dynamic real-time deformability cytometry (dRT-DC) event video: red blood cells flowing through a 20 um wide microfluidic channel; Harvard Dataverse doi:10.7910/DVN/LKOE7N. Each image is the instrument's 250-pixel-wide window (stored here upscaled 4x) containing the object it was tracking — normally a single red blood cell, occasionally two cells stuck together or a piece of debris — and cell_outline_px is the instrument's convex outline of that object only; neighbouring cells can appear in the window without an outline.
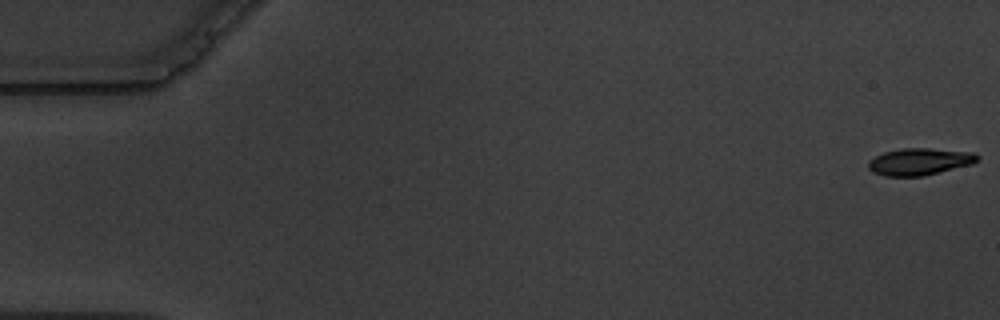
{"species": "common noctule bat (a hibernating species)", "species_latin": "Nyctalus noctula", "temperature_condition": "warm", "stored_images_in_passage": 5, "camera_frame_rate_fps": 3000, "um_per_image_px": 0.085, "animal": {"sex": "male", "body_mass_g": 19.5, "forearm_length_mm": 54.6}, "frame": {"image": 1, "passage_image": 1, "time_ms": 0.0, "image_size_px": [1000, 320], "cell_outline_px": [[980, 156], [972, 164], [924, 176], [884, 176], [872, 172], [868, 168], [868, 160], [884, 152], [900, 148], [928, 148], [976, 152]], "centroid_in_image_um": [78.16, 13.73], "position_along_channel_um": 6.8, "area_um2": 17.28}}
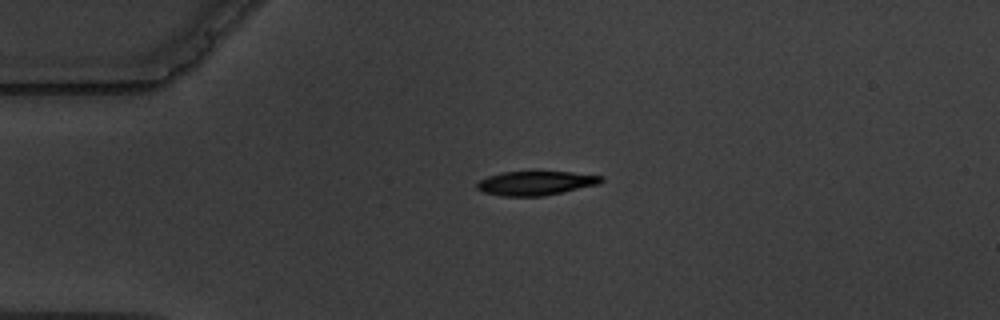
{"frame": {"image": 2, "passage_image": 5, "time_ms": 4.333, "image_size_px": [1000, 320], "cell_outline_px": [[604, 180], [600, 184], [544, 196], [500, 196], [484, 192], [476, 188], [476, 184], [480, 180], [488, 176], [500, 172], [536, 168], [572, 172], [604, 176]], "centroid_in_image_um": [45.55, 15.51], "position_along_channel_um": 39.4, "area_um2": 18.55}}